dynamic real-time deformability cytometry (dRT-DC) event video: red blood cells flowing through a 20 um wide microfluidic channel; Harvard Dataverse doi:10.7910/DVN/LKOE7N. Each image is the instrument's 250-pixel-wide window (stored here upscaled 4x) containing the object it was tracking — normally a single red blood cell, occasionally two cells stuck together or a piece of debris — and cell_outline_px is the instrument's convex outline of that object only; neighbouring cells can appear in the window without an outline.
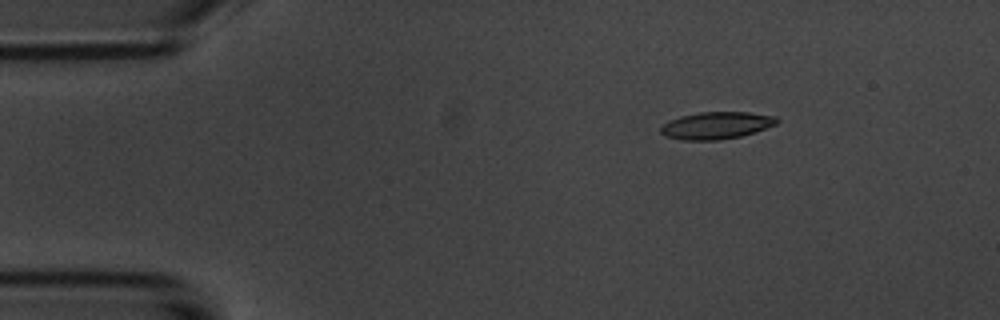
{"species": "common noctule bat (a hibernating species)", "species_latin": "Nyctalus noctula", "temperature_condition": "room temperature", "stored_images_in_passage": 3, "camera_frame_rate_fps": 3000, "um_per_image_px": 0.085, "animal": {"sex": "male", "body_mass_g": 20.1, "forearm_length_mm": 53.5}, "frame": {"image": 1, "passage_image": 2, "time_ms": 2.0, "image_size_px": [1000, 320], "cell_outline_px": [[780, 120], [776, 124], [756, 132], [740, 136], [720, 140], [684, 140], [664, 136], [660, 132], [660, 128], [664, 124], [680, 116], [700, 112], [748, 112], [776, 116]], "centroid_in_image_um": [60.91, 10.66], "position_along_channel_um": 24.1, "area_um2": 18.38}}